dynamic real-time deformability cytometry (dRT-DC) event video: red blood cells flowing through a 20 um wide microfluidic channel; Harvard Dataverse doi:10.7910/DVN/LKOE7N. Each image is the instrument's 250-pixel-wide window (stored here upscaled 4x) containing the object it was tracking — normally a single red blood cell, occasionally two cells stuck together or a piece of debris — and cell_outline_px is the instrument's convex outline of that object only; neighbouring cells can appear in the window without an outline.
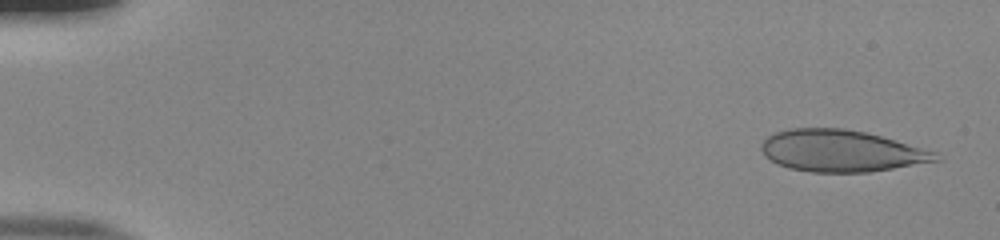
{"species": "human", "species_latin": "Homo sapiens", "temperature_condition": "room temperature", "stored_images_in_passage": 16, "camera_frame_rate_fps": 3000, "um_per_image_px": 0.085, "donor": {"sex": "male"}, "frame": {"image": 1, "passage_image": 2, "time_ms": 0.333, "image_size_px": [1000, 240], "cell_outline_px": [[944, 160], [868, 172], [812, 172], [788, 168], [776, 164], [764, 156], [760, 148], [760, 144], [768, 136], [776, 132], [788, 128], [844, 128], [864, 132], [880, 136], [936, 152]], "centroid_in_image_um": [71.47, 12.83], "position_along_channel_um": 13.5, "area_um2": 42.43}}
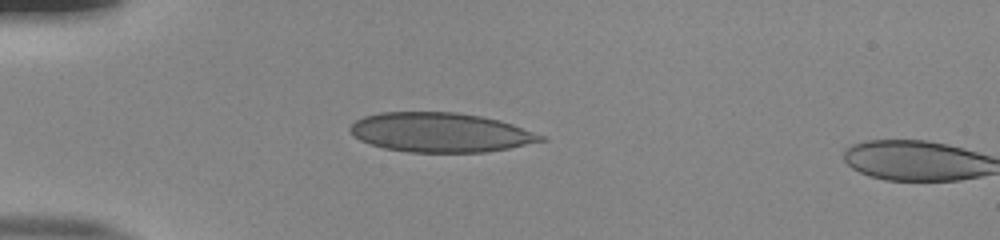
{"frame": {"image": 2, "passage_image": 14, "time_ms": 4.333, "image_size_px": [1000, 240], "cell_outline_px": [[548, 140], [508, 148], [484, 152], [408, 152], [384, 148], [360, 140], [352, 136], [348, 132], [348, 128], [356, 120], [364, 116], [380, 112], [456, 112], [480, 116], [500, 120], [512, 124], [544, 136]], "centroid_in_image_um": [37.4, 11.25], "position_along_channel_um": 47.6, "area_um2": 43.81}}